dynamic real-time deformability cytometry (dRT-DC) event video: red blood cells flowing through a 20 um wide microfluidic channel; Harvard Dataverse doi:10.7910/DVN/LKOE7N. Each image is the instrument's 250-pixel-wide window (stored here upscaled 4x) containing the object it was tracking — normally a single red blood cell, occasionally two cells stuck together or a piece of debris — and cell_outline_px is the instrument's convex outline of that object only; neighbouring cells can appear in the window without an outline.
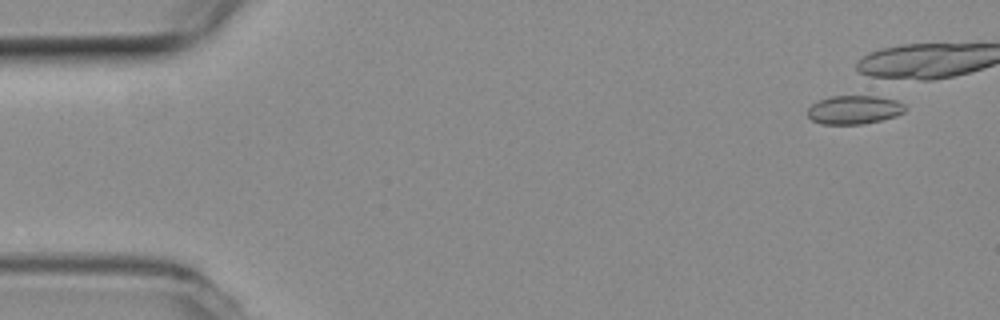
{"species": "common noctule bat (a hibernating species)", "species_latin": "Nyctalus noctula", "temperature_condition": "room temperature", "stored_images_in_passage": 8, "camera_frame_rate_fps": 3000, "um_per_image_px": 0.085, "animal": {"sex": "female", "body_mass_g": 19.3, "forearm_length_mm": 54.1}, "frame": {"image": 1, "passage_image": 4, "time_ms": 1.0, "image_size_px": [1000, 320], "cell_outline_px": [[904, 112], [896, 116], [864, 124], [820, 124], [812, 120], [808, 116], [808, 108], [812, 104], [828, 96], [876, 96], [896, 100], [904, 104]], "centroid_in_image_um": [72.58, 9.33], "position_along_channel_um": 12.4, "area_um2": 16.24}}